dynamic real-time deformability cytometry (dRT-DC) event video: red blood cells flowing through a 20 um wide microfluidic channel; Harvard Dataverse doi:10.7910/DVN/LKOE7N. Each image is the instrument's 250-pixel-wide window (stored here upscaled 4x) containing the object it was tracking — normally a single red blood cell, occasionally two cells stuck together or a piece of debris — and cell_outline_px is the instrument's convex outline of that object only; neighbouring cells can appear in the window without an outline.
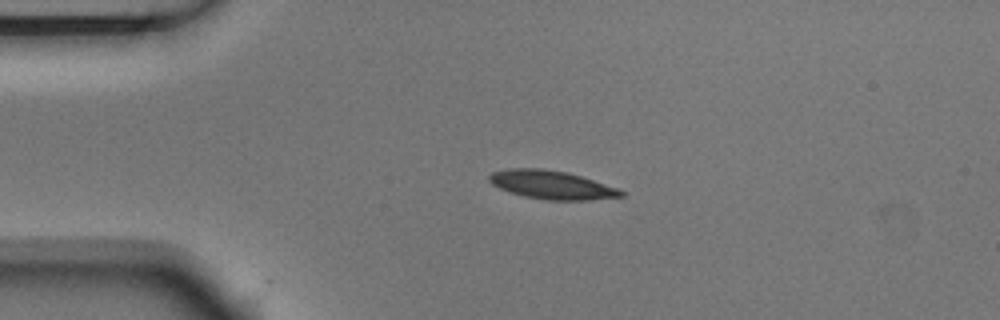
{"species": "Egyptian fruit bat (a non-hibernating species)", "species_latin": "Rousettus aegyptiacus", "temperature_condition": "room temperature", "stored_images_in_passage": 2, "camera_frame_rate_fps": 3000, "um_per_image_px": 0.085, "animal": {"sex": "male"}, "frame": {"image": 1, "passage_image": 1, "time_ms": 0.0, "image_size_px": [1000, 320], "cell_outline_px": [[624, 196], [588, 200], [548, 200], [524, 196], [500, 188], [492, 184], [488, 180], [488, 176], [492, 172], [508, 168], [544, 168], [568, 172], [616, 188], [624, 192]], "centroid_in_image_um": [46.85, 15.7], "position_along_channel_um": 38.1, "area_um2": 21.68}}